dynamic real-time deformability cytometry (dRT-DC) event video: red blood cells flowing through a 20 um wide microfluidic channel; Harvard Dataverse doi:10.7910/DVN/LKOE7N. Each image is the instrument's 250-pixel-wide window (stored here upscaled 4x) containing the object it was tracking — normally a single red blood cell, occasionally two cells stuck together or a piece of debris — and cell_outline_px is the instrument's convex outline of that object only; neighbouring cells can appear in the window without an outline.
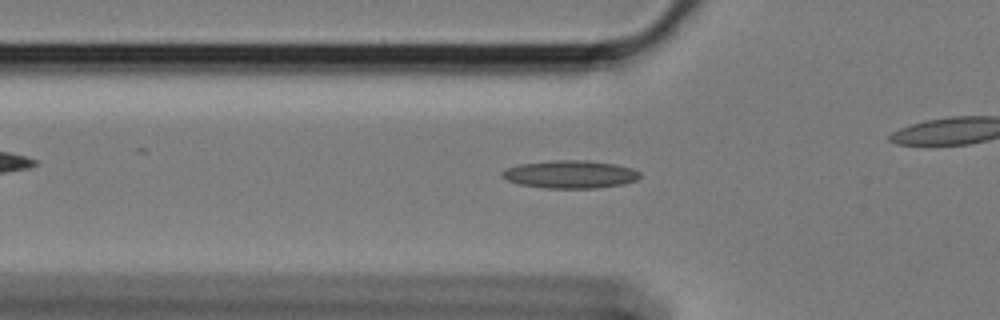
{"species": "Egyptian fruit bat (a non-hibernating species)", "species_latin": "Rousettus aegyptiacus", "temperature_condition": "cold", "stored_images_in_passage": 48, "camera_frame_rate_fps": 3000, "um_per_image_px": 0.085, "animal": {"sex": "female"}, "frame": {"image": 1, "passage_image": 19, "time_ms": 6.0, "image_size_px": [1000, 320], "cell_outline_px": [[640, 176], [636, 180], [624, 184], [596, 188], [544, 188], [520, 184], [508, 180], [500, 176], [500, 172], [508, 168], [520, 164], [548, 160], [588, 160], [616, 164], [632, 168], [640, 172]], "centroid_in_image_um": [48.47, 14.81], "position_along_channel_um": 77.3, "area_um2": 22.48}}
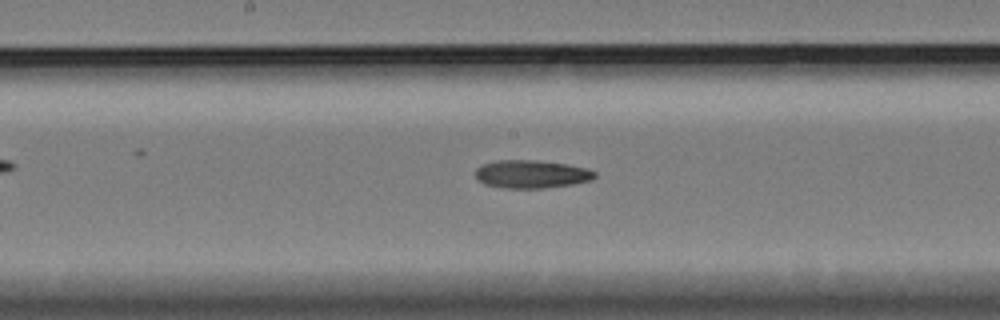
{"frame": {"image": 2, "passage_image": 30, "time_ms": 9.667, "image_size_px": [1000, 320], "cell_outline_px": [[596, 176], [592, 180], [572, 184], [540, 188], [504, 188], [484, 184], [476, 180], [476, 168], [484, 164], [496, 160], [536, 160], [564, 164], [588, 168], [596, 172]], "centroid_in_image_um": [45.16, 14.8], "position_along_channel_um": 203.0, "area_um2": 19.48}}
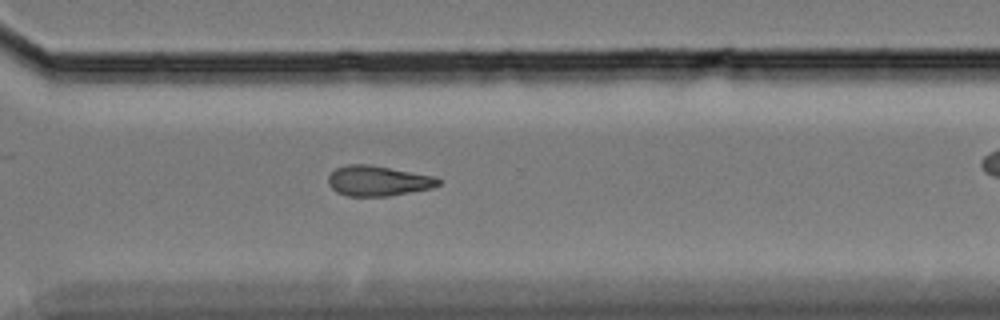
{"frame": {"image": 3, "passage_image": 42, "time_ms": 13.667, "image_size_px": [1000, 320], "cell_outline_px": [[440, 184], [432, 188], [388, 196], [348, 196], [336, 192], [328, 184], [328, 176], [336, 168], [348, 164], [368, 164], [432, 176], [440, 180]], "centroid_in_image_um": [32.09, 15.38], "position_along_channel_um": 338.5, "area_um2": 19.19}}